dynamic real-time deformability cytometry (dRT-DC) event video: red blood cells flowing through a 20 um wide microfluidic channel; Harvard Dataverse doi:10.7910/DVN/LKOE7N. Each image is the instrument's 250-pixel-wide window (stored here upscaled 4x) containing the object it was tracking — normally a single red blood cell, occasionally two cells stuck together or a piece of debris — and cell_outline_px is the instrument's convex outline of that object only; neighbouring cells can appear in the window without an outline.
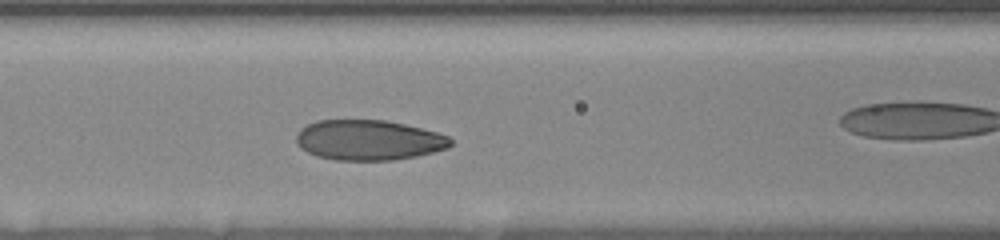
{"species": "human", "species_latin": "Homo sapiens", "temperature_condition": "room temperature", "stored_images_in_passage": 22, "camera_frame_rate_fps": 3000, "um_per_image_px": 0.085, "donor": {"sex": "female"}, "frame": {"image": 1, "passage_image": 6, "time_ms": 4.0, "image_size_px": [1000, 240], "cell_outline_px": [[452, 144], [448, 148], [416, 156], [392, 160], [336, 160], [316, 156], [300, 148], [296, 144], [296, 132], [300, 128], [316, 120], [384, 120], [404, 124], [436, 132], [448, 136], [452, 140]], "centroid_in_image_um": [31.29, 11.91], "position_along_channel_um": 135.3, "area_um2": 36.24}}
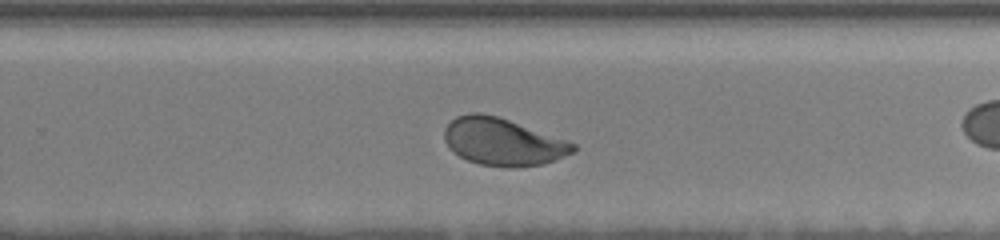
{"frame": {"image": 2, "passage_image": 14, "time_ms": 8.333, "image_size_px": [1000, 240], "cell_outline_px": [[576, 152], [556, 160], [544, 164], [512, 168], [508, 168], [480, 164], [468, 160], [452, 152], [448, 148], [444, 140], [444, 128], [456, 116], [472, 112], [480, 112], [496, 116], [568, 140], [576, 144]], "centroid_in_image_um": [42.75, 12.07], "position_along_channel_um": 287.1, "area_um2": 35.78}}
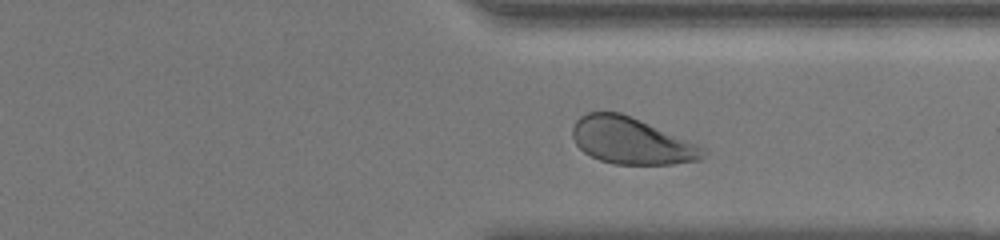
{"frame": {"image": 3, "passage_image": 20, "time_ms": 10.333, "image_size_px": [1000, 240], "cell_outline_px": [[704, 156], [700, 160], [672, 164], [612, 164], [600, 160], [584, 152], [576, 144], [572, 136], [572, 128], [576, 120], [580, 116], [588, 112], [620, 112], [640, 120], [696, 144], [704, 148]], "centroid_in_image_um": [53.62, 11.97], "position_along_channel_um": 357.8, "area_um2": 35.03}}